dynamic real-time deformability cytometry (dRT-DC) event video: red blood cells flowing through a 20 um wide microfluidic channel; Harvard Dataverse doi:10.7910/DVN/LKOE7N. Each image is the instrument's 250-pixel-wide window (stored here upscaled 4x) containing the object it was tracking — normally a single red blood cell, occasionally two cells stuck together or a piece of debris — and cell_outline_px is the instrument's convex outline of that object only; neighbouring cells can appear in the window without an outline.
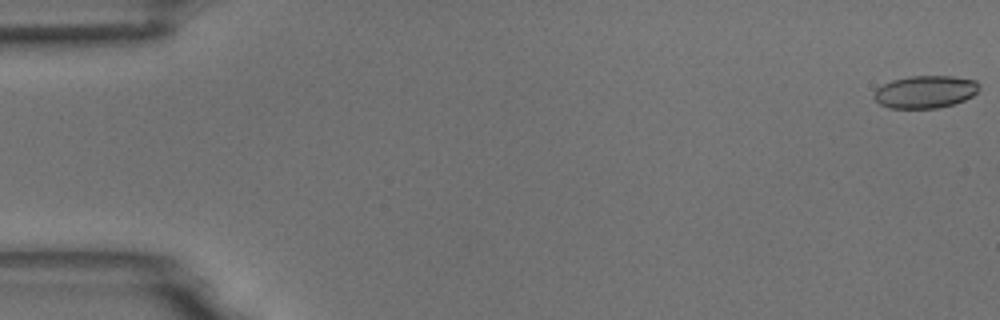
{"species": "common noctule bat (a hibernating species)", "species_latin": "Nyctalus noctula", "temperature_condition": "room temperature", "stored_images_in_passage": 10, "camera_frame_rate_fps": 3000, "um_per_image_px": 0.085, "animal": {"sex": "male", "body_mass_g": 18.8}, "frame": {"image": 1, "passage_image": 1, "time_ms": 0.0, "image_size_px": [1000, 320], "cell_outline_px": [[980, 88], [972, 96], [964, 100], [952, 104], [936, 108], [888, 108], [880, 104], [872, 96], [876, 88], [892, 80], [908, 76], [952, 76], [976, 80], [980, 84]], "centroid_in_image_um": [78.64, 7.8], "position_along_channel_um": 6.4, "area_um2": 20.0}}
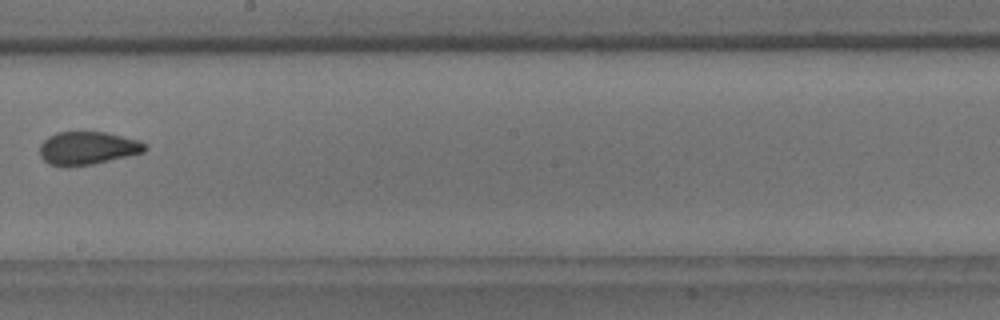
{"frame": {"image": 2, "passage_image": 9, "time_ms": 2.667, "image_size_px": [1000, 320], "cell_outline_px": [[148, 148], [144, 152], [92, 164], [48, 164], [40, 156], [40, 144], [48, 136], [56, 132], [104, 132], [136, 140], [144, 144]], "centroid_in_image_um": [7.42, 12.56], "position_along_channel_um": 240.8, "area_um2": 19.59}}
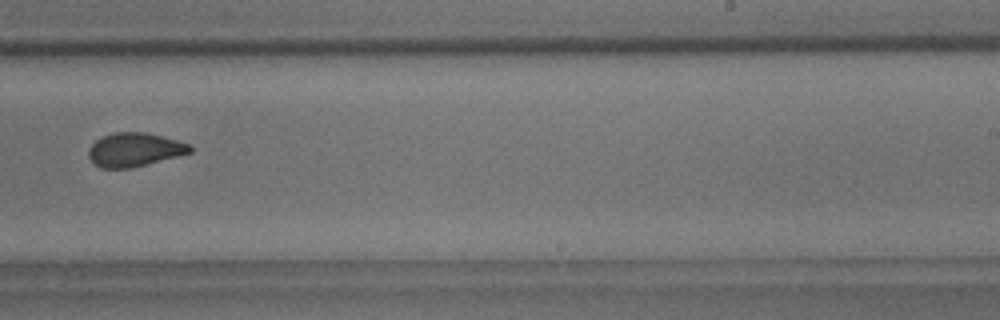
{"frame": {"image": 3, "passage_image": 10, "time_ms": 3.0, "image_size_px": [1000, 320], "cell_outline_px": [[192, 152], [180, 156], [132, 168], [100, 168], [88, 156], [88, 148], [96, 140], [112, 132], [144, 132], [192, 144]], "centroid_in_image_um": [11.46, 12.73], "position_along_channel_um": 277.5, "area_um2": 20.0}}